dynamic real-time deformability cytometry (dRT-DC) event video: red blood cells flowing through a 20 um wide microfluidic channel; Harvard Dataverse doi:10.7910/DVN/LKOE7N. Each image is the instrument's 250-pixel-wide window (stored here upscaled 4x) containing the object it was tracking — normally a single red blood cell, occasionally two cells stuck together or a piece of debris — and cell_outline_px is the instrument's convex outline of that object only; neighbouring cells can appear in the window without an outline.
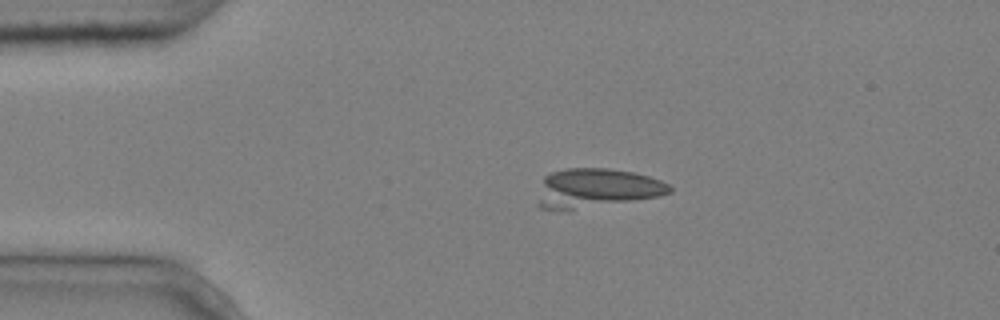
{"species": "common noctule bat (a hibernating species)", "species_latin": "Nyctalus noctula", "temperature_condition": "cold", "stored_images_in_passage": 5, "camera_frame_rate_fps": 3000, "um_per_image_px": 0.085, "animal": {"sex": "male", "body_mass_g": 20.4}, "frame": {"image": 1, "passage_image": 4, "time_ms": 1.0, "image_size_px": [1000, 320], "cell_outline_px": [[672, 192], [660, 196], [636, 200], [572, 208], [540, 208], [536, 204], [544, 176], [552, 172], [564, 168], [608, 168], [632, 172], [648, 176], [660, 180], [668, 184], [672, 188]], "centroid_in_image_um": [50.71, 15.95], "position_along_channel_um": 34.3, "area_um2": 29.42}}